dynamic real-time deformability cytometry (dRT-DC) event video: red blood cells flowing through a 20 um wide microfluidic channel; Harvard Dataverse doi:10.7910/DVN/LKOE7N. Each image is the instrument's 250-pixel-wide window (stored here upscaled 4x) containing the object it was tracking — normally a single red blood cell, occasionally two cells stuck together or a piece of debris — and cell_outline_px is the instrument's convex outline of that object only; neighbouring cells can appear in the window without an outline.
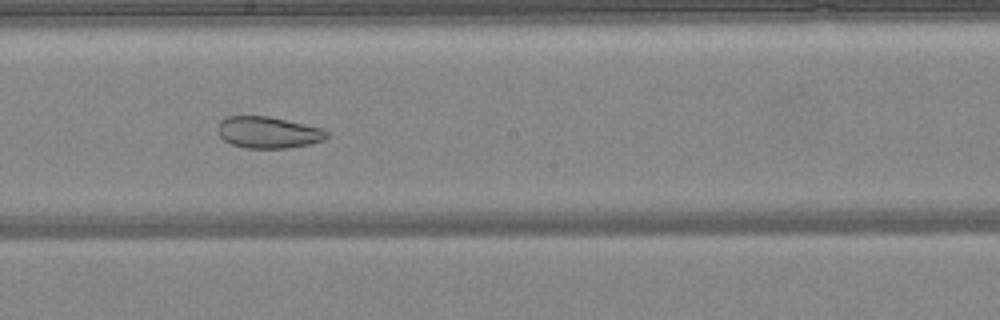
{"species": "common noctule bat (a hibernating species)", "species_latin": "Nyctalus noctula", "temperature_condition": "warm", "stored_images_in_passage": 35, "camera_frame_rate_fps": 3000, "um_per_image_px": 0.085, "animal": {"sex": "female", "body_mass_g": 24.6, "forearm_length_mm": 56.2}, "frame": {"image": 1, "passage_image": 13, "time_ms": 4.0, "image_size_px": [1000, 320], "cell_outline_px": [[328, 136], [324, 140], [312, 144], [284, 148], [244, 148], [232, 144], [224, 140], [220, 136], [216, 128], [220, 120], [228, 116], [268, 116], [324, 128], [328, 132]], "centroid_in_image_um": [22.8, 11.25], "position_along_channel_um": 225.4, "area_um2": 20.23}}
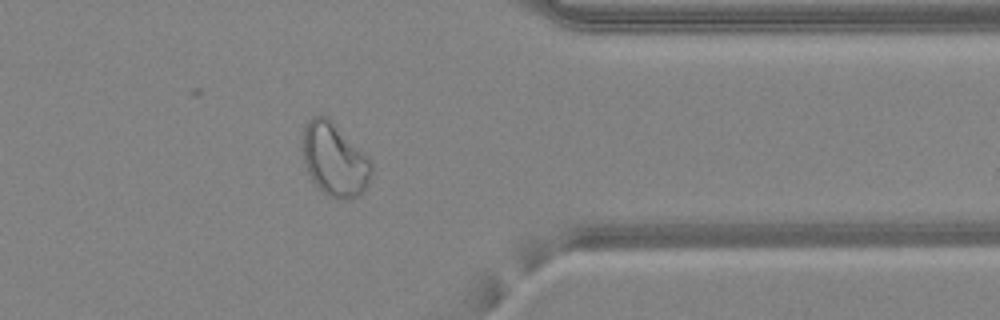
{"frame": {"image": 2, "passage_image": 25, "time_ms": 8.0, "image_size_px": [1000, 320], "cell_outline_px": [[372, 172], [368, 184], [364, 192], [356, 196], [344, 200], [336, 200], [328, 196], [312, 180], [308, 172], [300, 148], [304, 128], [308, 120], [312, 116], [328, 116], [368, 156], [372, 164]], "centroid_in_image_um": [28.43, 13.56], "position_along_channel_um": 383.0, "area_um2": 29.71}}
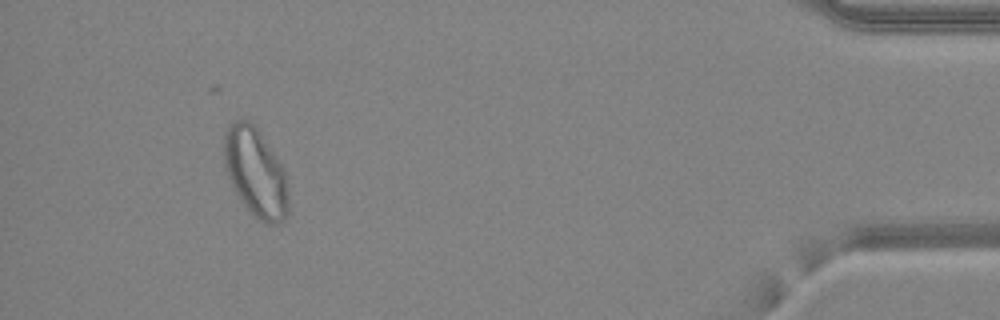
{"frame": {"image": 3, "passage_image": 31, "time_ms": 10.0, "image_size_px": [1000, 320], "cell_outline_px": [[288, 216], [284, 220], [276, 224], [268, 224], [260, 220], [240, 200], [228, 176], [224, 164], [224, 132], [228, 124], [236, 120], [248, 120], [256, 124], [276, 156], [284, 172], [288, 188]], "centroid_in_image_um": [21.72, 14.62], "position_along_channel_um": 413.5, "area_um2": 33.35}, "authors_computed_cell_mechanics": {"area_um2": 23.987, "velocity_mm_per_s": 4.236, "shape_relaxation_time_tau1_ms": null, "shape_relaxation_time_tau2_ms": 2.3347, "deformation_change_tau1": null, "deformation_change_tau2": 0.0805}}